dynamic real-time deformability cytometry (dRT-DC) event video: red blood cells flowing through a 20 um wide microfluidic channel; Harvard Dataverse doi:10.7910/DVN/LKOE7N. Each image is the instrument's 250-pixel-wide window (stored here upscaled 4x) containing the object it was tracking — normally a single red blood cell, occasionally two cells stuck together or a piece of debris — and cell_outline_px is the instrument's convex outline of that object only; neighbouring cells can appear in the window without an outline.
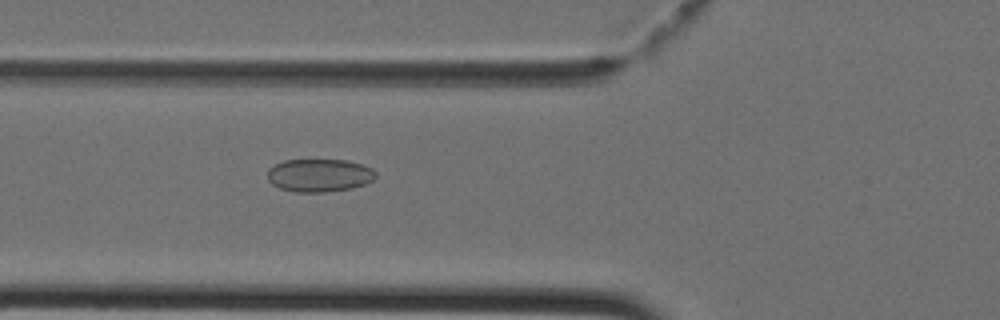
{"species": "Egyptian fruit bat (a non-hibernating species)", "species_latin": "Rousettus aegyptiacus", "temperature_condition": "cold", "stored_images_in_passage": 34, "camera_frame_rate_fps": 3000, "um_per_image_px": 0.085, "animal": {"sex": "female"}, "frame": {"image": 1, "passage_image": 6, "time_ms": 1.667, "image_size_px": [1000, 320], "cell_outline_px": [[376, 176], [372, 180], [364, 184], [352, 188], [324, 192], [296, 192], [280, 188], [272, 184], [268, 180], [268, 168], [284, 160], [348, 160], [364, 164], [372, 168], [376, 172]], "centroid_in_image_um": [27.16, 14.89], "position_along_channel_um": 98.6, "area_um2": 20.87}}
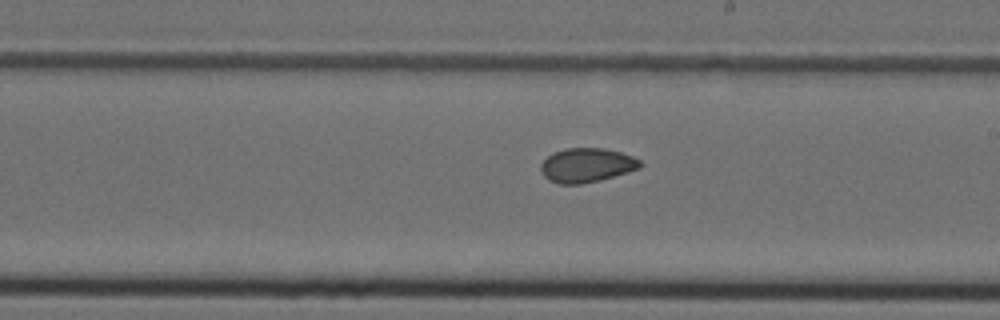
{"frame": {"image": 2, "passage_image": 15, "time_ms": 4.667, "image_size_px": [1000, 320], "cell_outline_px": [[644, 164], [640, 168], [600, 180], [580, 184], [560, 184], [548, 180], [544, 176], [540, 168], [540, 164], [552, 152], [568, 148], [604, 148], [620, 152], [632, 156], [640, 160]], "centroid_in_image_um": [49.86, 14.04], "position_along_channel_um": 239.1, "area_um2": 19.83}}
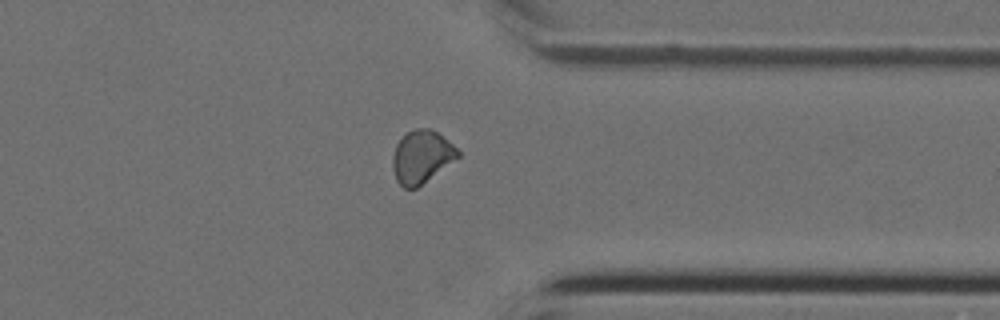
{"frame": {"image": 3, "passage_image": 24, "time_ms": 7.667, "image_size_px": [1000, 320], "cell_outline_px": [[460, 156], [416, 188], [404, 188], [396, 180], [392, 168], [392, 156], [396, 144], [408, 132], [416, 128], [428, 128], [436, 132], [448, 140], [460, 152]], "centroid_in_image_um": [35.81, 13.33], "position_along_channel_um": 375.6, "area_um2": 19.77}}